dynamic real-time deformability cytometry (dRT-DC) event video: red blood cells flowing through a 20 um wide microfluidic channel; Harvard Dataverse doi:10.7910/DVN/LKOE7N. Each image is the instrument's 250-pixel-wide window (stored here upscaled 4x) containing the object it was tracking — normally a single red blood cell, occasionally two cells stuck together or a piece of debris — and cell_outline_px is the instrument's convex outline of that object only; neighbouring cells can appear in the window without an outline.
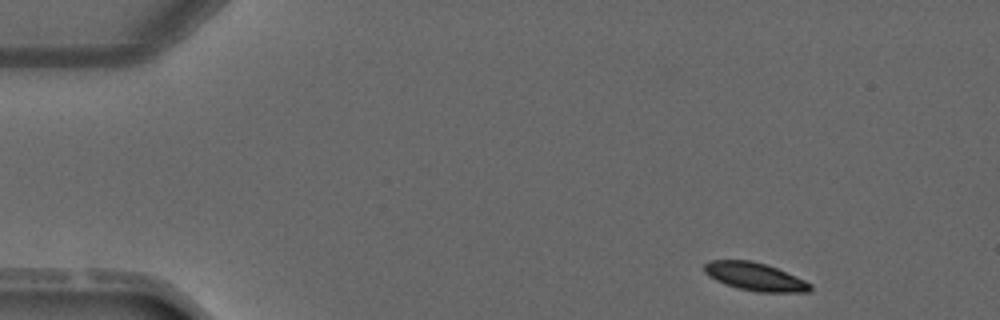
{"species": "common noctule bat (a hibernating species)", "species_latin": "Nyctalus noctula", "temperature_condition": "warm", "stored_images_in_passage": 4, "camera_frame_rate_fps": 3000, "um_per_image_px": 0.085, "animal": {"sex": "male", "forearm_length_mm": 52.5}, "frame": {"image": 1, "passage_image": 1, "time_ms": 0.0, "image_size_px": [1000, 320], "cell_outline_px": [[812, 292], [760, 292], [736, 288], [724, 284], [708, 276], [704, 272], [704, 264], [712, 260], [752, 260], [776, 268], [804, 280], [812, 284]], "centroid_in_image_um": [64.16, 23.52], "position_along_channel_um": 20.8, "area_um2": 17.28}}